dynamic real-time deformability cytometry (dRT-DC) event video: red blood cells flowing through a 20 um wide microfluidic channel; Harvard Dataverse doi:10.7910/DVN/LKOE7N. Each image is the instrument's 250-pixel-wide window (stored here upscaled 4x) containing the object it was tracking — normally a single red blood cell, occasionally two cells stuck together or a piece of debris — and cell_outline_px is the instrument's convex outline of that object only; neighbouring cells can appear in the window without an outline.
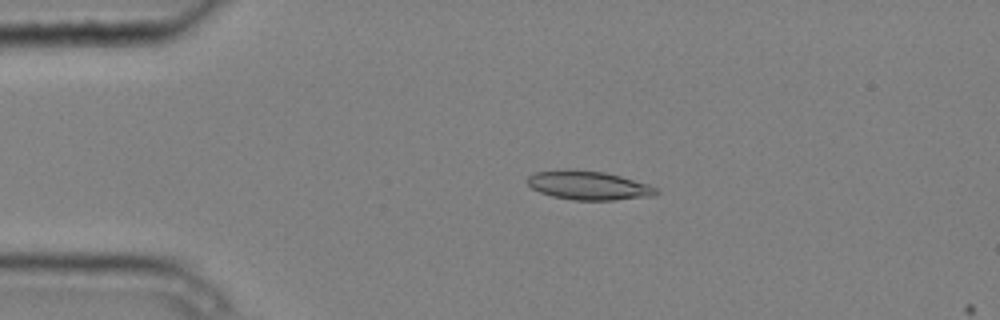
{"species": "common noctule bat (a hibernating species)", "species_latin": "Nyctalus noctula", "temperature_condition": "cold", "stored_images_in_passage": 3, "camera_frame_rate_fps": 3000, "um_per_image_px": 0.085, "animal": {"sex": "male", "body_mass_g": 20.4}, "frame": {"image": 1, "passage_image": 2, "time_ms": 0.333, "image_size_px": [1000, 320], "cell_outline_px": [[660, 192], [656, 196], [616, 200], [572, 200], [552, 196], [540, 192], [532, 188], [528, 184], [528, 176], [536, 172], [604, 172], [620, 176], [648, 184], [656, 188]], "centroid_in_image_um": [50.12, 15.82], "position_along_channel_um": 34.9, "area_um2": 20.87}}